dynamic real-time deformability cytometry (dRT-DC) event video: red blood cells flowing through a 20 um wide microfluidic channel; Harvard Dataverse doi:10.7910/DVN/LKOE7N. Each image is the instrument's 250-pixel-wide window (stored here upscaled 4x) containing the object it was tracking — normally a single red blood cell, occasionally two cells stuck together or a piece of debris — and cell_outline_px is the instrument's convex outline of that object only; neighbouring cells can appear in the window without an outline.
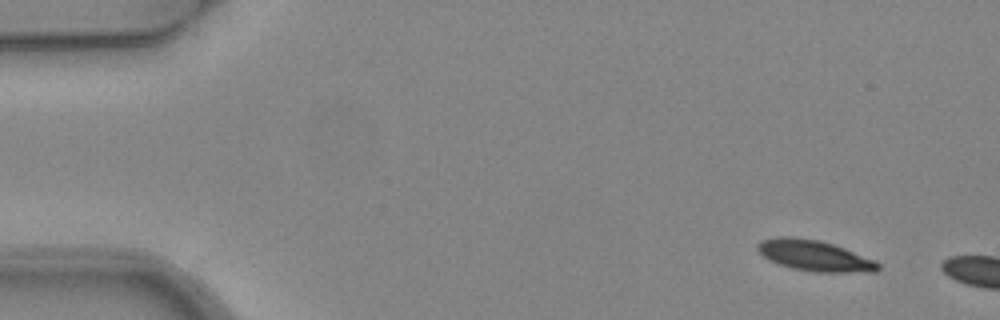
{"species": "common noctule bat (a hibernating species)", "species_latin": "Nyctalus noctula", "temperature_condition": "warm", "stored_images_in_passage": 2, "camera_frame_rate_fps": 3000, "um_per_image_px": 0.085, "animal": {"sex": "female", "body_mass_g": 24.6, "forearm_length_mm": 56.2}, "frame": {"image": 1, "passage_image": 1, "time_ms": 0.0, "image_size_px": [1000, 320], "cell_outline_px": [[880, 268], [876, 272], [812, 272], [792, 268], [768, 260], [756, 248], [756, 244], [760, 240], [776, 236], [792, 236], [820, 240], [844, 248], [876, 260], [880, 264]], "centroid_in_image_um": [69.23, 21.72], "position_along_channel_um": 15.8, "area_um2": 21.85}}